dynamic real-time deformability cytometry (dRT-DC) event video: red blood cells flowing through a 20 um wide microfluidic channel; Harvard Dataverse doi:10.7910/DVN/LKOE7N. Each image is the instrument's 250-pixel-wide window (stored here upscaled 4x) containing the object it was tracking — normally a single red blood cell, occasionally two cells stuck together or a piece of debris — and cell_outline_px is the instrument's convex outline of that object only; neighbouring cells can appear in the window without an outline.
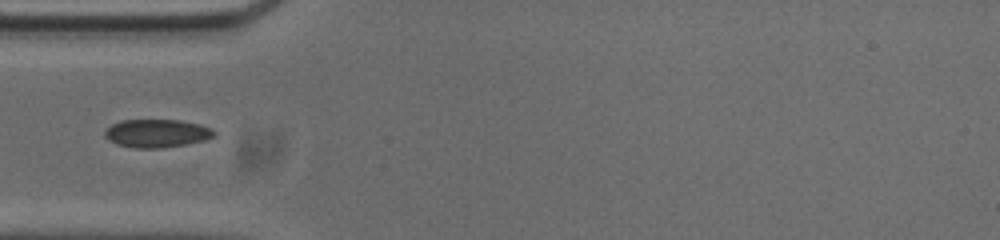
{"species": "common noctule bat (a hibernating species)", "species_latin": "Nyctalus noctula", "temperature_condition": "cold", "stored_images_in_passage": 39, "camera_frame_rate_fps": 3000, "um_per_image_px": 0.085, "animal": {"sex": "male", "body_mass_g": 20.0, "forearm_length_mm": 53.3}, "frame": {"image": 1, "passage_image": 1, "time_ms": 0.0, "image_size_px": [1000, 240], "cell_outline_px": [[216, 136], [204, 140], [184, 144], [160, 148], [136, 148], [116, 144], [108, 140], [104, 136], [104, 132], [112, 124], [120, 120], [180, 120], [200, 124], [212, 128], [216, 132]], "centroid_in_image_um": [13.33, 11.32], "position_along_channel_um": 71.7, "area_um2": 17.98}}
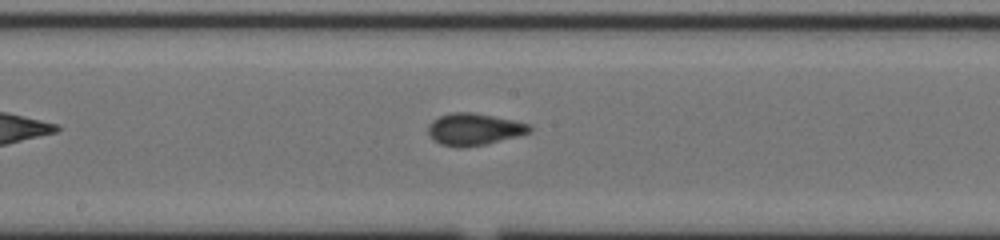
{"frame": {"image": 2, "passage_image": 12, "time_ms": 3.667, "image_size_px": [1000, 240], "cell_outline_px": [[532, 132], [520, 136], [488, 144], [464, 148], [460, 148], [440, 144], [428, 132], [428, 124], [432, 120], [440, 116], [452, 112], [472, 112], [532, 124]], "centroid_in_image_um": [40.35, 11.0], "position_along_channel_um": 207.9, "area_um2": 19.07}}
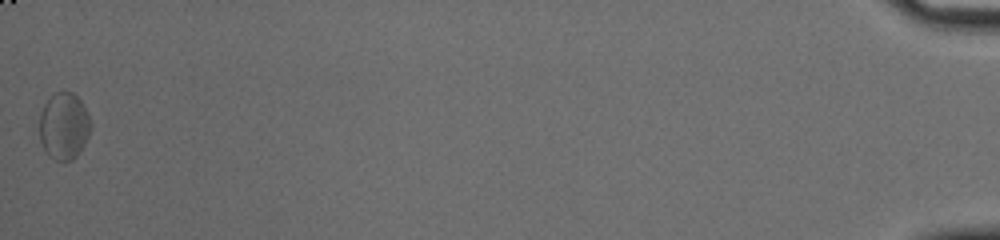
{"frame": {"image": 3, "passage_image": 39, "time_ms": 12.667, "image_size_px": [1000, 240], "cell_outline_px": [[92, 128], [80, 152], [72, 160], [56, 160], [48, 156], [40, 140], [40, 116], [44, 104], [56, 92], [72, 92], [84, 104], [88, 112], [92, 124]], "centroid_in_image_um": [5.46, 10.72], "position_along_channel_um": 429.7, "area_um2": 20.0}}